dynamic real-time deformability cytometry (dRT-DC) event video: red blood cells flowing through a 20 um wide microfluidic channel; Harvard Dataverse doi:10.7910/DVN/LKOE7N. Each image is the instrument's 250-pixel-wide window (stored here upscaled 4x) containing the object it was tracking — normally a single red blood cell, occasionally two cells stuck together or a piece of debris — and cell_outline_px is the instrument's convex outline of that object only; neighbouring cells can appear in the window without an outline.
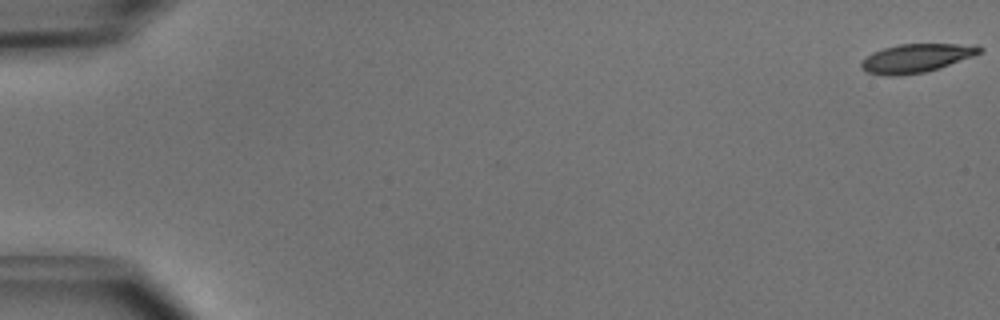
{"species": "common noctule bat (a hibernating species)", "species_latin": "Nyctalus noctula", "temperature_condition": "cold", "stored_images_in_passage": 51, "camera_frame_rate_fps": 3000, "um_per_image_px": 0.085, "animal": {"sex": "male", "body_mass_g": 15.6}, "frame": {"image": 1, "passage_image": 1, "time_ms": 0.0, "image_size_px": [1000, 320], "cell_outline_px": [[984, 48], [980, 52], [972, 56], [940, 68], [924, 72], [900, 76], [884, 76], [868, 72], [860, 68], [860, 64], [872, 52], [884, 48], [900, 44], [976, 44]], "centroid_in_image_um": [77.89, 4.94], "position_along_channel_um": 7.1, "area_um2": 19.71}}
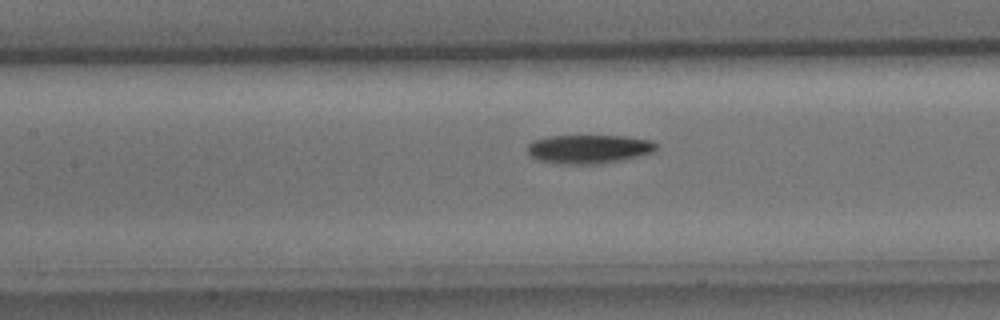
{"frame": {"image": 2, "passage_image": 24, "time_ms": 7.667, "image_size_px": [1000, 320], "cell_outline_px": [[656, 148], [652, 152], [604, 164], [560, 164], [536, 160], [528, 152], [528, 144], [532, 140], [548, 136], [624, 136], [652, 140], [656, 144]], "centroid_in_image_um": [50.01, 12.67], "position_along_channel_um": 157.4, "area_um2": 21.62}}
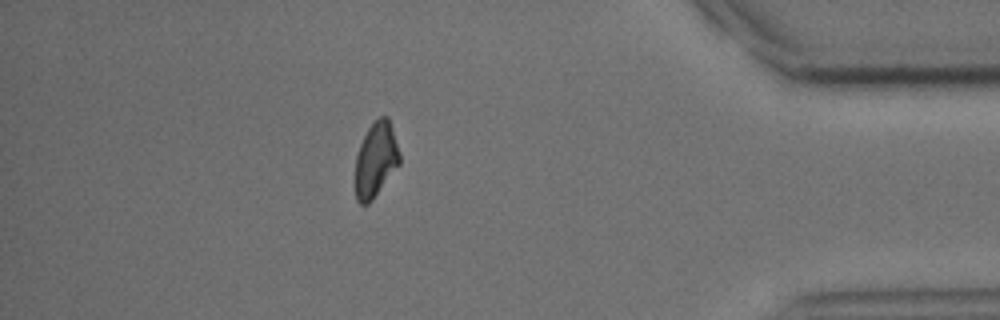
{"frame": {"image": 3, "passage_image": 45, "time_ms": 14.667, "image_size_px": [1000, 320], "cell_outline_px": [[400, 164], [372, 200], [368, 204], [360, 204], [356, 200], [352, 180], [356, 156], [360, 144], [368, 128], [380, 116], [388, 116], [400, 152]], "centroid_in_image_um": [31.9, 13.63], "position_along_channel_um": 403.3, "area_um2": 19.83}, "authors_computed_cell_mechanics": {"area_um2": 20.2878, "velocity_mm_per_s": 4.0311, "shape_relaxation_time_tau1_ms": 1.9947, "shape_relaxation_time_tau2_ms": null, "deformation_change_tau1": 0.1148, "deformation_change_tau2": null}}